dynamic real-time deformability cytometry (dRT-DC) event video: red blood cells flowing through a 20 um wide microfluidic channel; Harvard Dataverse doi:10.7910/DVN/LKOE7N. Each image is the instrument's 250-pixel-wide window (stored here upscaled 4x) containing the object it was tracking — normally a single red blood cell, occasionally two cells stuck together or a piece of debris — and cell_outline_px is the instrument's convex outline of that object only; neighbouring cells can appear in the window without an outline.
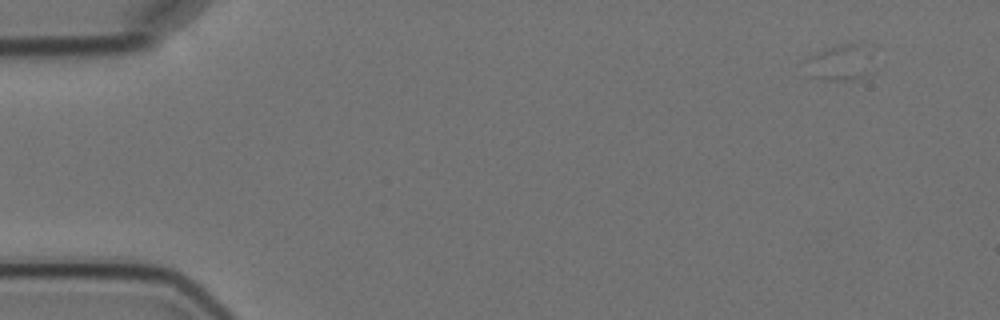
{"species": "Egyptian fruit bat (a non-hibernating species)", "species_latin": "Rousettus aegyptiacus", "temperature_condition": "cold", "stored_images_in_passage": 1, "camera_frame_rate_fps": 3000, "um_per_image_px": 0.085, "animal": {"sex": "female"}, "frame": {"image": 1, "passage_image": 1, "time_ms": 0.0, "image_size_px": [1000, 320], "cell_outline_px": [[864, 68], [860, 76], [848, 80], [824, 80], [804, 76], [808, 60], [812, 56], [820, 52], [844, 44], [852, 44]], "centroid_in_image_um": [70.99, 5.46], "position_along_channel_um": 14.0, "area_um2": 11.5}}